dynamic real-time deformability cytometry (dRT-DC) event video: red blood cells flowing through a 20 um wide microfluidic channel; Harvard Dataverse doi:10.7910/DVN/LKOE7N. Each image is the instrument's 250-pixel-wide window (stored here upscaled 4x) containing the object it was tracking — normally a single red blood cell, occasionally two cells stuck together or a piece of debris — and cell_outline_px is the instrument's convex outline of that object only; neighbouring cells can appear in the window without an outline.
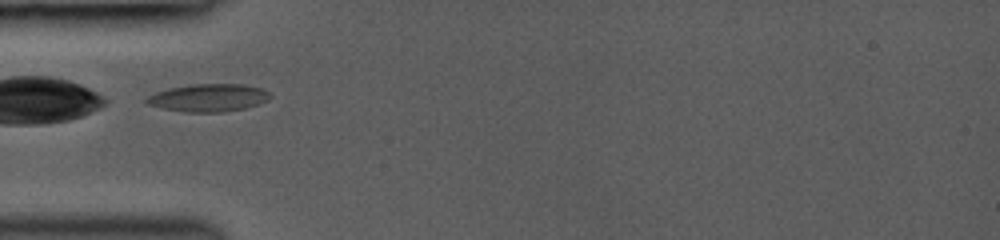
{"species": "common noctule bat (a hibernating species)", "species_latin": "Nyctalus noctula", "temperature_condition": "room temperature", "stored_images_in_passage": 5, "camera_frame_rate_fps": 3000, "um_per_image_px": 0.085, "animal": {"sex": "female", "body_mass_g": 19.0, "forearm_length_mm": 53.3}, "frame": {"image": 1, "passage_image": 1, "time_ms": 0.0, "image_size_px": [1000, 240], "cell_outline_px": [[272, 96], [268, 100], [260, 104], [244, 108], [220, 112], [184, 112], [160, 108], [148, 104], [144, 100], [148, 96], [156, 92], [168, 88], [192, 84], [244, 84], [260, 88], [268, 92]], "centroid_in_image_um": [17.71, 8.31], "position_along_channel_um": 67.3, "area_um2": 20.0}}